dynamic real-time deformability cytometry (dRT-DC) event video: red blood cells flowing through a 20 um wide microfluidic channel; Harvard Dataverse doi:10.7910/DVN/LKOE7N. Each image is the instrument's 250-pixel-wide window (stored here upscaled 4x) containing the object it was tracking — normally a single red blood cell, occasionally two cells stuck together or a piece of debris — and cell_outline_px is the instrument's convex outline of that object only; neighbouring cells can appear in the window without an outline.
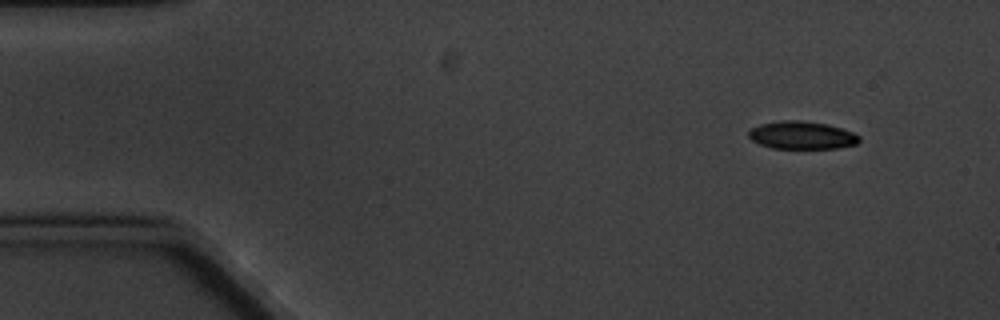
{"species": "common noctule bat (a hibernating species)", "species_latin": "Nyctalus noctula", "temperature_condition": "cold", "stored_images_in_passage": 8, "camera_frame_rate_fps": 3000, "um_per_image_px": 0.085, "animal": {"sex": "male", "body_mass_g": 20.1, "forearm_length_mm": 53.5}, "frame": {"image": 1, "passage_image": 1, "time_ms": 0.0, "image_size_px": [1000, 320], "cell_outline_px": [[860, 140], [856, 144], [840, 148], [772, 148], [760, 144], [752, 140], [748, 136], [748, 132], [752, 128], [760, 124], [780, 120], [800, 120], [828, 124], [852, 132], [860, 136]], "centroid_in_image_um": [68.16, 11.49], "position_along_channel_um": 16.8, "area_um2": 17.92}}
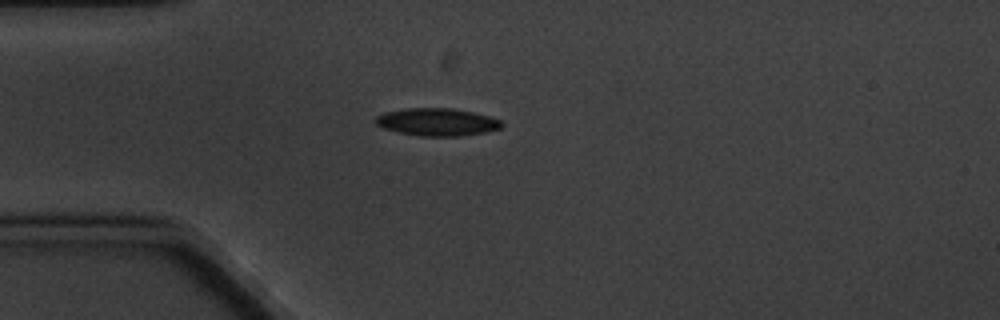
{"frame": {"image": 2, "passage_image": 4, "time_ms": 3.333, "image_size_px": [1000, 320], "cell_outline_px": [[504, 124], [500, 128], [484, 132], [460, 136], [420, 136], [400, 132], [384, 128], [376, 124], [376, 116], [384, 112], [408, 108], [452, 108], [472, 112], [488, 116], [500, 120]], "centroid_in_image_um": [37.15, 10.37], "position_along_channel_um": 47.9, "area_um2": 20.06}}
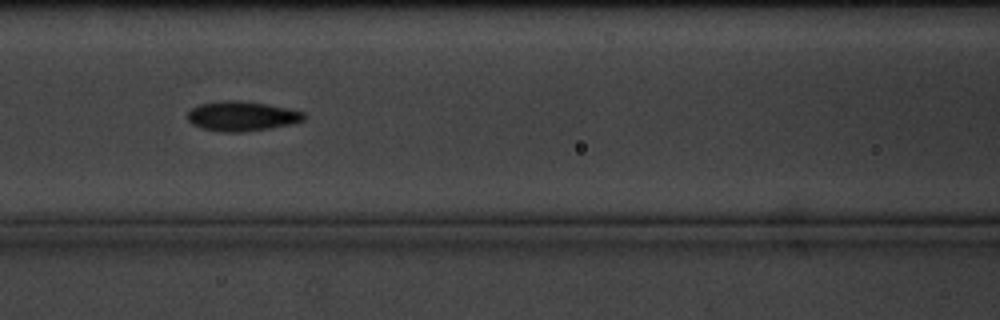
{"frame": {"image": 3, "passage_image": 7, "time_ms": 6.667, "image_size_px": [1000, 320], "cell_outline_px": [[308, 116], [304, 120], [292, 124], [268, 128], [240, 132], [220, 132], [200, 128], [192, 124], [188, 120], [188, 112], [192, 108], [200, 104], [220, 100], [240, 100], [268, 104], [288, 108], [304, 112]], "centroid_in_image_um": [20.57, 9.86], "position_along_channel_um": 146.0, "area_um2": 20.35}}